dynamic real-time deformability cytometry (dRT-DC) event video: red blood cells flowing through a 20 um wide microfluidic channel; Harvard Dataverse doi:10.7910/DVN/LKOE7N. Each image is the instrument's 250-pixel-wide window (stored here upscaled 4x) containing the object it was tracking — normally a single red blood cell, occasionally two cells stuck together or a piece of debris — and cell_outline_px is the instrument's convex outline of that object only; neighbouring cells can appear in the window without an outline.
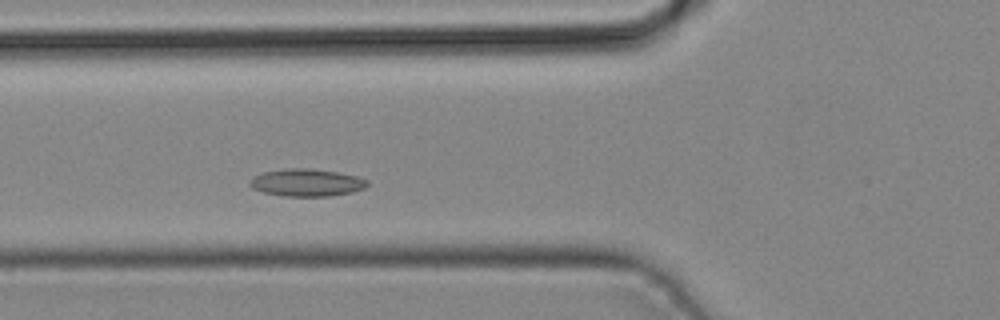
{"species": "common noctule bat (a hibernating species)", "species_latin": "Nyctalus noctula", "temperature_condition": "cold", "stored_images_in_passage": 19, "camera_frame_rate_fps": 3000, "um_per_image_px": 0.085, "animal": {"sex": "male", "body_mass_g": 19.2, "forearm_length_mm": 51.8}, "frame": {"image": 1, "passage_image": 9, "time_ms": 2.667, "image_size_px": [1000, 320], "cell_outline_px": [[368, 184], [364, 188], [352, 192], [328, 196], [284, 196], [264, 192], [252, 188], [248, 184], [248, 180], [252, 176], [264, 172], [284, 168], [312, 168], [336, 172], [356, 176], [368, 180]], "centroid_in_image_um": [26.02, 15.51], "position_along_channel_um": 99.8, "area_um2": 18.84}}
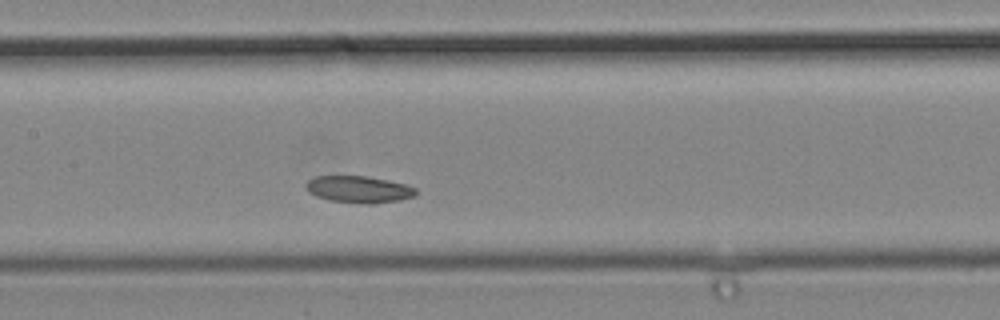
{"frame": {"image": 2, "passage_image": 14, "time_ms": 4.333, "image_size_px": [1000, 320], "cell_outline_px": [[416, 196], [400, 200], [372, 204], [364, 204], [328, 200], [316, 196], [308, 192], [304, 184], [308, 180], [316, 176], [368, 176], [388, 180], [404, 184], [416, 188]], "centroid_in_image_um": [30.49, 16.1], "position_along_channel_um": 176.9, "area_um2": 17.34}}
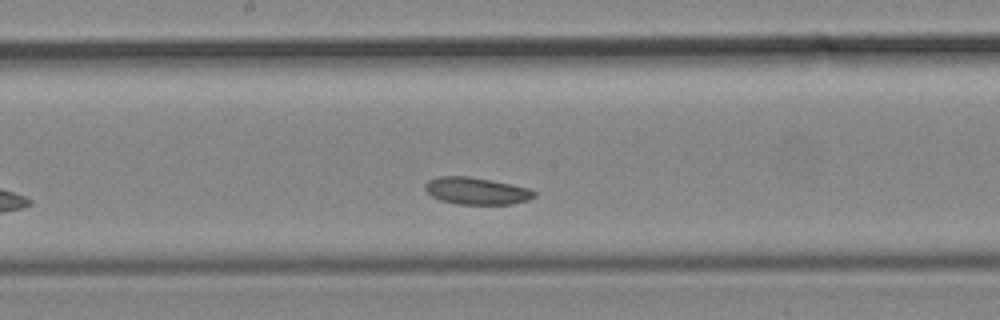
{"frame": {"image": 3, "passage_image": 16, "time_ms": 5.0, "image_size_px": [1000, 320], "cell_outline_px": [[536, 196], [528, 200], [512, 204], [456, 204], [440, 200], [432, 196], [424, 188], [424, 184], [428, 180], [440, 176], [468, 176], [528, 188], [536, 192]], "centroid_in_image_um": [40.47, 16.23], "position_along_channel_um": 207.7, "area_um2": 17.05}}